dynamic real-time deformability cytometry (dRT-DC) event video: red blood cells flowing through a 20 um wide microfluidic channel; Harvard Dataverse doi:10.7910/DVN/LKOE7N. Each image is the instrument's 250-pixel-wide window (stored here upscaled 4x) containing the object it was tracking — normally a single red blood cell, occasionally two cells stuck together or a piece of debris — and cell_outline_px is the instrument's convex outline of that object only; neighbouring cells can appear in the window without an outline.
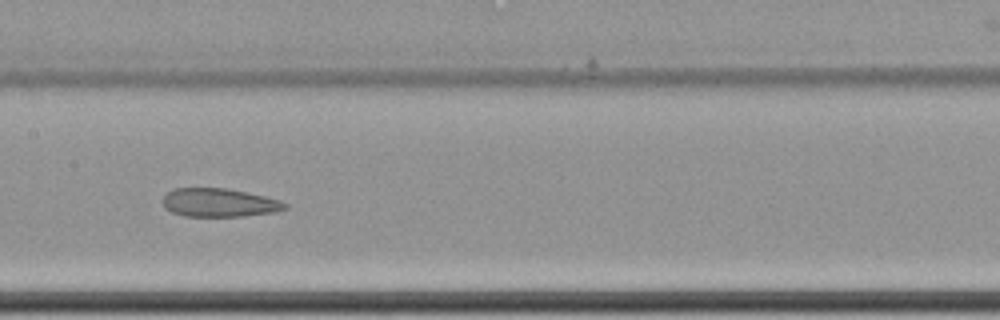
{"species": "common noctule bat (a hibernating species)", "species_latin": "Nyctalus noctula", "temperature_condition": "cold", "stored_images_in_passage": 17, "camera_frame_rate_fps": 3000, "um_per_image_px": 0.085, "animal": {"sex": "female", "body_mass_g": 22.7, "forearm_length_mm": 54.2}, "frame": {"image": 1, "passage_image": 10, "time_ms": 3.0, "image_size_px": [1000, 320], "cell_outline_px": [[288, 208], [276, 212], [244, 216], [184, 216], [172, 212], [164, 208], [160, 200], [172, 188], [228, 188], [264, 196], [280, 200], [288, 204]], "centroid_in_image_um": [18.61, 17.22], "position_along_channel_um": 188.8, "area_um2": 20.52}}
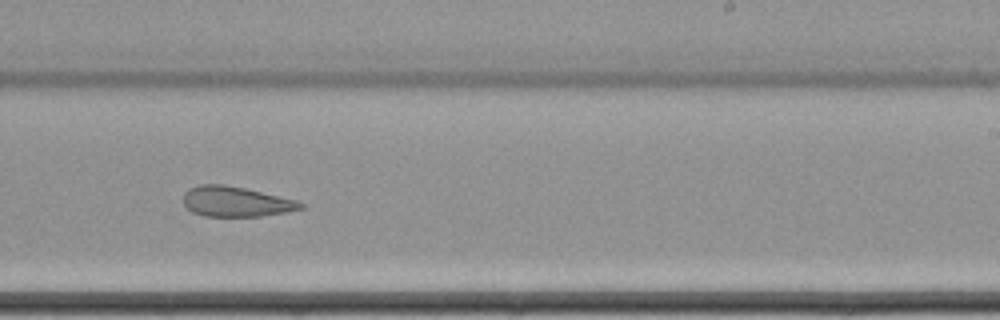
{"frame": {"image": 2, "passage_image": 12, "time_ms": 3.667, "image_size_px": [1000, 320], "cell_outline_px": [[304, 208], [284, 212], [260, 216], [204, 216], [192, 212], [184, 204], [184, 192], [188, 188], [200, 184], [224, 184], [244, 188], [296, 200], [304, 204]], "centroid_in_image_um": [20.01, 17.13], "position_along_channel_um": 269.0, "area_um2": 20.46}}
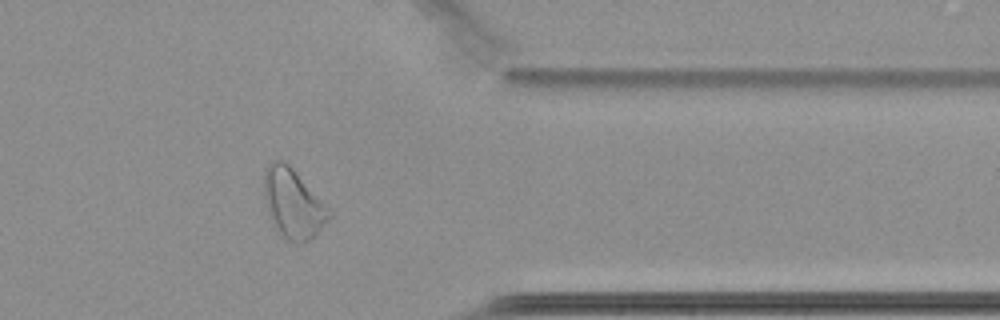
{"frame": {"image": 3, "passage_image": 15, "time_ms": 4.667, "image_size_px": [1000, 320], "cell_outline_px": [[332, 216], [316, 236], [312, 240], [304, 244], [296, 244], [288, 240], [276, 228], [268, 216], [264, 196], [264, 168], [272, 160], [284, 160], [292, 168], [332, 212]], "centroid_in_image_um": [24.91, 17.33], "position_along_channel_um": 386.5, "area_um2": 26.41}}